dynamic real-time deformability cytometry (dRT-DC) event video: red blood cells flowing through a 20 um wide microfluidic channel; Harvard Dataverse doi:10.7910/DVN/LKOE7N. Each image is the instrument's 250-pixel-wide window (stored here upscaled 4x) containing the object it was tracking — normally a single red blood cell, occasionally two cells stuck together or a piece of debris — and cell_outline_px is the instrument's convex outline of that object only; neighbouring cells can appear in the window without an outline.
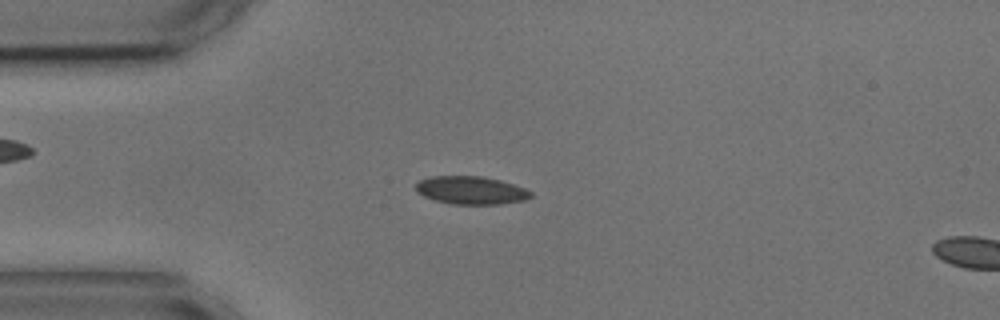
{"species": "common noctule bat (a hibernating species)", "species_latin": "Nyctalus noctula", "temperature_condition": "cold", "stored_images_in_passage": 2, "camera_frame_rate_fps": 3000, "um_per_image_px": 0.085, "animal": {"sex": "male", "body_mass_g": 17.9, "forearm_length_mm": 54.2}, "frame": {"image": 1, "passage_image": 2, "time_ms": 1.333, "image_size_px": [1000, 320], "cell_outline_px": [[532, 196], [524, 200], [500, 204], [452, 204], [436, 200], [424, 196], [416, 192], [416, 184], [420, 180], [432, 176], [480, 176], [500, 180], [524, 188], [532, 192]], "centroid_in_image_um": [40.03, 16.17], "position_along_channel_um": 45.0, "area_um2": 18.61}}